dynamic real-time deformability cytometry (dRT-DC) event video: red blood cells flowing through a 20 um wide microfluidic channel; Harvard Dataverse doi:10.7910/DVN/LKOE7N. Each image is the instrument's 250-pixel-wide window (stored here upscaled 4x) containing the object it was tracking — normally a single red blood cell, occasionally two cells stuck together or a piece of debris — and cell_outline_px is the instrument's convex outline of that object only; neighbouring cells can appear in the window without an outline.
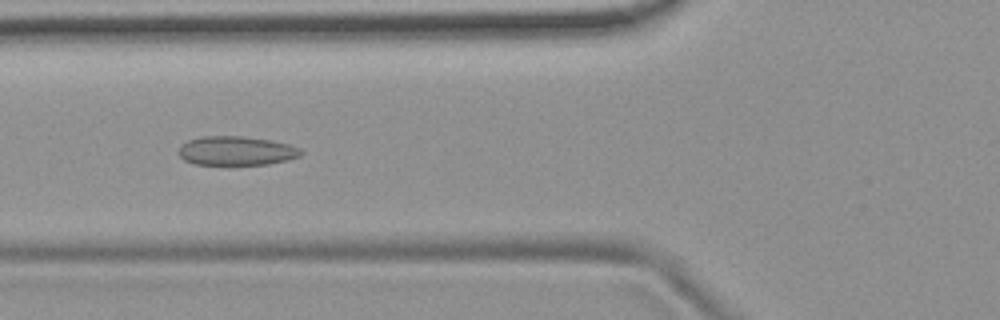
{"species": "common noctule bat (a hibernating species)", "species_latin": "Nyctalus noctula", "temperature_condition": "room temperature", "stored_images_in_passage": 37, "camera_frame_rate_fps": 3000, "um_per_image_px": 0.085, "animal": {"sex": "female", "body_mass_g": 19.9}, "frame": {"image": 1, "passage_image": 9, "time_ms": 2.667, "image_size_px": [1000, 320], "cell_outline_px": [[304, 152], [300, 156], [288, 160], [268, 164], [196, 164], [184, 160], [180, 156], [180, 144], [188, 140], [200, 136], [240, 136], [272, 140], [288, 144], [300, 148]], "centroid_in_image_um": [20.11, 12.81], "position_along_channel_um": 105.7, "area_um2": 20.69}}
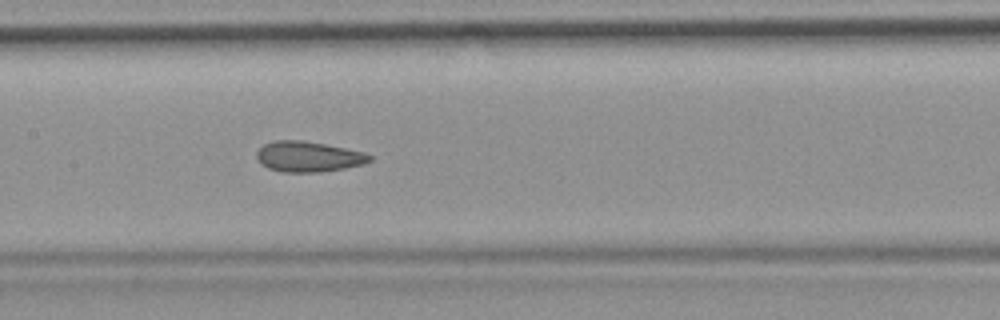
{"frame": {"image": 2, "passage_image": 15, "time_ms": 4.667, "image_size_px": [1000, 320], "cell_outline_px": [[372, 160], [364, 164], [344, 168], [320, 172], [280, 172], [268, 168], [260, 164], [256, 160], [256, 152], [264, 144], [272, 140], [300, 140], [324, 144], [364, 152], [372, 156]], "centroid_in_image_um": [26.17, 13.32], "position_along_channel_um": 181.2, "area_um2": 20.17}}
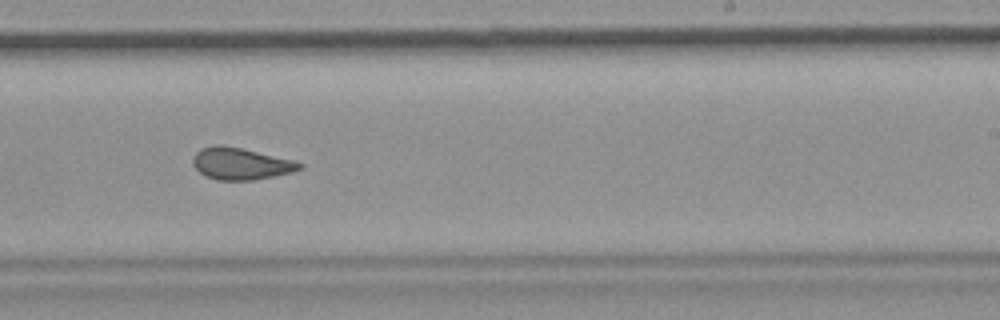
{"frame": {"image": 3, "passage_image": 22, "time_ms": 7.0, "image_size_px": [1000, 320], "cell_outline_px": [[304, 168], [292, 172], [252, 180], [216, 180], [204, 176], [192, 164], [192, 156], [200, 148], [216, 144], [240, 148], [292, 160], [304, 164]], "centroid_in_image_um": [20.42, 13.92], "position_along_channel_um": 268.6, "area_um2": 19.71}, "authors_computed_cell_mechanics": {"area_um2": 20.1722, "velocity_mm_per_s": 3.7782, "shape_relaxation_time_tau1_ms": null, "shape_relaxation_time_tau2_ms": 1.6293, "deformation_change_tau1": null, "deformation_change_tau2": 0.0858}}